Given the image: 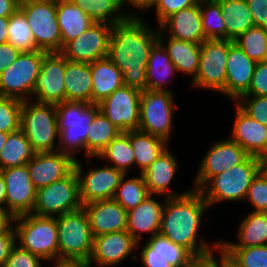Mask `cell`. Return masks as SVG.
<instances>
[{"label": "cell", "mask_w": 267, "mask_h": 267, "mask_svg": "<svg viewBox=\"0 0 267 267\" xmlns=\"http://www.w3.org/2000/svg\"><path fill=\"white\" fill-rule=\"evenodd\" d=\"M221 7L227 28V40H235L239 35L254 27L252 14L246 0H216Z\"/></svg>", "instance_id": "obj_35"}, {"label": "cell", "mask_w": 267, "mask_h": 267, "mask_svg": "<svg viewBox=\"0 0 267 267\" xmlns=\"http://www.w3.org/2000/svg\"><path fill=\"white\" fill-rule=\"evenodd\" d=\"M217 252L220 253L219 263L217 267H238L233 261H231L224 252V249L219 244V246L216 247Z\"/></svg>", "instance_id": "obj_60"}, {"label": "cell", "mask_w": 267, "mask_h": 267, "mask_svg": "<svg viewBox=\"0 0 267 267\" xmlns=\"http://www.w3.org/2000/svg\"><path fill=\"white\" fill-rule=\"evenodd\" d=\"M138 248L137 242L127 230L106 233L94 237L93 251L89 261L98 267L117 266L128 257L137 260L139 257L133 251Z\"/></svg>", "instance_id": "obj_19"}, {"label": "cell", "mask_w": 267, "mask_h": 267, "mask_svg": "<svg viewBox=\"0 0 267 267\" xmlns=\"http://www.w3.org/2000/svg\"><path fill=\"white\" fill-rule=\"evenodd\" d=\"M168 148L141 174L149 194H156L167 198L183 196L191 190L176 193L170 189V184L175 174H177L176 171L179 164L175 155Z\"/></svg>", "instance_id": "obj_24"}, {"label": "cell", "mask_w": 267, "mask_h": 267, "mask_svg": "<svg viewBox=\"0 0 267 267\" xmlns=\"http://www.w3.org/2000/svg\"><path fill=\"white\" fill-rule=\"evenodd\" d=\"M19 9L27 19L37 48L47 53L61 52L56 0H20Z\"/></svg>", "instance_id": "obj_8"}, {"label": "cell", "mask_w": 267, "mask_h": 267, "mask_svg": "<svg viewBox=\"0 0 267 267\" xmlns=\"http://www.w3.org/2000/svg\"><path fill=\"white\" fill-rule=\"evenodd\" d=\"M65 101L92 103V76L90 63L66 59L64 75Z\"/></svg>", "instance_id": "obj_30"}, {"label": "cell", "mask_w": 267, "mask_h": 267, "mask_svg": "<svg viewBox=\"0 0 267 267\" xmlns=\"http://www.w3.org/2000/svg\"><path fill=\"white\" fill-rule=\"evenodd\" d=\"M20 0H0V17H10L18 8Z\"/></svg>", "instance_id": "obj_56"}, {"label": "cell", "mask_w": 267, "mask_h": 267, "mask_svg": "<svg viewBox=\"0 0 267 267\" xmlns=\"http://www.w3.org/2000/svg\"><path fill=\"white\" fill-rule=\"evenodd\" d=\"M6 184V210L17 217L33 211L37 189L32 184L27 165L1 169Z\"/></svg>", "instance_id": "obj_18"}, {"label": "cell", "mask_w": 267, "mask_h": 267, "mask_svg": "<svg viewBox=\"0 0 267 267\" xmlns=\"http://www.w3.org/2000/svg\"><path fill=\"white\" fill-rule=\"evenodd\" d=\"M236 116L230 139L237 142L249 155H267V126L250 118L236 105Z\"/></svg>", "instance_id": "obj_25"}, {"label": "cell", "mask_w": 267, "mask_h": 267, "mask_svg": "<svg viewBox=\"0 0 267 267\" xmlns=\"http://www.w3.org/2000/svg\"><path fill=\"white\" fill-rule=\"evenodd\" d=\"M16 233L14 225L0 234V267H4L13 247L16 245Z\"/></svg>", "instance_id": "obj_51"}, {"label": "cell", "mask_w": 267, "mask_h": 267, "mask_svg": "<svg viewBox=\"0 0 267 267\" xmlns=\"http://www.w3.org/2000/svg\"><path fill=\"white\" fill-rule=\"evenodd\" d=\"M87 135V158L98 157L106 146L122 131L99 110L93 118Z\"/></svg>", "instance_id": "obj_36"}, {"label": "cell", "mask_w": 267, "mask_h": 267, "mask_svg": "<svg viewBox=\"0 0 267 267\" xmlns=\"http://www.w3.org/2000/svg\"><path fill=\"white\" fill-rule=\"evenodd\" d=\"M81 163L77 159L74 164V170L79 182L81 204L113 199L124 173L107 164L101 168L89 169L85 174Z\"/></svg>", "instance_id": "obj_13"}, {"label": "cell", "mask_w": 267, "mask_h": 267, "mask_svg": "<svg viewBox=\"0 0 267 267\" xmlns=\"http://www.w3.org/2000/svg\"><path fill=\"white\" fill-rule=\"evenodd\" d=\"M157 0H120L122 7L130 4L133 8H137L138 10H146L154 7ZM128 3V4H127Z\"/></svg>", "instance_id": "obj_57"}, {"label": "cell", "mask_w": 267, "mask_h": 267, "mask_svg": "<svg viewBox=\"0 0 267 267\" xmlns=\"http://www.w3.org/2000/svg\"><path fill=\"white\" fill-rule=\"evenodd\" d=\"M259 171L267 179V155L259 158Z\"/></svg>", "instance_id": "obj_63"}, {"label": "cell", "mask_w": 267, "mask_h": 267, "mask_svg": "<svg viewBox=\"0 0 267 267\" xmlns=\"http://www.w3.org/2000/svg\"><path fill=\"white\" fill-rule=\"evenodd\" d=\"M8 134L9 133L0 132V152L5 145V142L7 141Z\"/></svg>", "instance_id": "obj_64"}, {"label": "cell", "mask_w": 267, "mask_h": 267, "mask_svg": "<svg viewBox=\"0 0 267 267\" xmlns=\"http://www.w3.org/2000/svg\"><path fill=\"white\" fill-rule=\"evenodd\" d=\"M92 76V103H100L117 89L124 86L123 75L108 58L90 63Z\"/></svg>", "instance_id": "obj_29"}, {"label": "cell", "mask_w": 267, "mask_h": 267, "mask_svg": "<svg viewBox=\"0 0 267 267\" xmlns=\"http://www.w3.org/2000/svg\"><path fill=\"white\" fill-rule=\"evenodd\" d=\"M21 52L12 44H0V74L16 61Z\"/></svg>", "instance_id": "obj_54"}, {"label": "cell", "mask_w": 267, "mask_h": 267, "mask_svg": "<svg viewBox=\"0 0 267 267\" xmlns=\"http://www.w3.org/2000/svg\"><path fill=\"white\" fill-rule=\"evenodd\" d=\"M243 96H267V61L257 63L249 90Z\"/></svg>", "instance_id": "obj_50"}, {"label": "cell", "mask_w": 267, "mask_h": 267, "mask_svg": "<svg viewBox=\"0 0 267 267\" xmlns=\"http://www.w3.org/2000/svg\"><path fill=\"white\" fill-rule=\"evenodd\" d=\"M166 38L163 31L158 29V42L166 50L177 71L189 74L192 82L199 70L201 44L173 39L167 35Z\"/></svg>", "instance_id": "obj_27"}, {"label": "cell", "mask_w": 267, "mask_h": 267, "mask_svg": "<svg viewBox=\"0 0 267 267\" xmlns=\"http://www.w3.org/2000/svg\"><path fill=\"white\" fill-rule=\"evenodd\" d=\"M81 7L95 23H108L114 25L129 17H139L133 11H122L120 0H70Z\"/></svg>", "instance_id": "obj_34"}, {"label": "cell", "mask_w": 267, "mask_h": 267, "mask_svg": "<svg viewBox=\"0 0 267 267\" xmlns=\"http://www.w3.org/2000/svg\"><path fill=\"white\" fill-rule=\"evenodd\" d=\"M112 27L108 23H94L77 38L69 41L60 53L73 62L91 63L108 57Z\"/></svg>", "instance_id": "obj_14"}, {"label": "cell", "mask_w": 267, "mask_h": 267, "mask_svg": "<svg viewBox=\"0 0 267 267\" xmlns=\"http://www.w3.org/2000/svg\"><path fill=\"white\" fill-rule=\"evenodd\" d=\"M8 32L7 42L21 53L40 51L33 40L27 19L19 8L9 17Z\"/></svg>", "instance_id": "obj_40"}, {"label": "cell", "mask_w": 267, "mask_h": 267, "mask_svg": "<svg viewBox=\"0 0 267 267\" xmlns=\"http://www.w3.org/2000/svg\"><path fill=\"white\" fill-rule=\"evenodd\" d=\"M200 10L206 40H227L220 4L216 0H200Z\"/></svg>", "instance_id": "obj_39"}, {"label": "cell", "mask_w": 267, "mask_h": 267, "mask_svg": "<svg viewBox=\"0 0 267 267\" xmlns=\"http://www.w3.org/2000/svg\"><path fill=\"white\" fill-rule=\"evenodd\" d=\"M248 156L249 154L230 138L215 142L200 162L192 189L199 190L210 178L242 163Z\"/></svg>", "instance_id": "obj_16"}, {"label": "cell", "mask_w": 267, "mask_h": 267, "mask_svg": "<svg viewBox=\"0 0 267 267\" xmlns=\"http://www.w3.org/2000/svg\"><path fill=\"white\" fill-rule=\"evenodd\" d=\"M14 217L3 208H0V234L7 231L14 223Z\"/></svg>", "instance_id": "obj_59"}, {"label": "cell", "mask_w": 267, "mask_h": 267, "mask_svg": "<svg viewBox=\"0 0 267 267\" xmlns=\"http://www.w3.org/2000/svg\"><path fill=\"white\" fill-rule=\"evenodd\" d=\"M129 140L134 152L135 167L139 168V174L149 167L169 144L161 137L140 130L129 131Z\"/></svg>", "instance_id": "obj_33"}, {"label": "cell", "mask_w": 267, "mask_h": 267, "mask_svg": "<svg viewBox=\"0 0 267 267\" xmlns=\"http://www.w3.org/2000/svg\"><path fill=\"white\" fill-rule=\"evenodd\" d=\"M171 91H141L140 121L138 130L161 137L169 143L173 129L174 102Z\"/></svg>", "instance_id": "obj_10"}, {"label": "cell", "mask_w": 267, "mask_h": 267, "mask_svg": "<svg viewBox=\"0 0 267 267\" xmlns=\"http://www.w3.org/2000/svg\"><path fill=\"white\" fill-rule=\"evenodd\" d=\"M259 172V157L249 155L242 163L210 178L198 191L211 206L225 201H245L249 186Z\"/></svg>", "instance_id": "obj_4"}, {"label": "cell", "mask_w": 267, "mask_h": 267, "mask_svg": "<svg viewBox=\"0 0 267 267\" xmlns=\"http://www.w3.org/2000/svg\"><path fill=\"white\" fill-rule=\"evenodd\" d=\"M141 91L123 86L99 103L101 112L122 132L138 130Z\"/></svg>", "instance_id": "obj_15"}, {"label": "cell", "mask_w": 267, "mask_h": 267, "mask_svg": "<svg viewBox=\"0 0 267 267\" xmlns=\"http://www.w3.org/2000/svg\"><path fill=\"white\" fill-rule=\"evenodd\" d=\"M97 158H104L113 163V167L128 174L130 168L135 166V157L129 140V131L121 132L113 139ZM134 165V166H133Z\"/></svg>", "instance_id": "obj_38"}, {"label": "cell", "mask_w": 267, "mask_h": 267, "mask_svg": "<svg viewBox=\"0 0 267 267\" xmlns=\"http://www.w3.org/2000/svg\"><path fill=\"white\" fill-rule=\"evenodd\" d=\"M239 242L220 240L222 247H251L267 245V212H250L238 227Z\"/></svg>", "instance_id": "obj_32"}, {"label": "cell", "mask_w": 267, "mask_h": 267, "mask_svg": "<svg viewBox=\"0 0 267 267\" xmlns=\"http://www.w3.org/2000/svg\"><path fill=\"white\" fill-rule=\"evenodd\" d=\"M43 261L40 256L21 248L16 243L4 267H42Z\"/></svg>", "instance_id": "obj_48"}, {"label": "cell", "mask_w": 267, "mask_h": 267, "mask_svg": "<svg viewBox=\"0 0 267 267\" xmlns=\"http://www.w3.org/2000/svg\"><path fill=\"white\" fill-rule=\"evenodd\" d=\"M208 208V203L198 190L191 189L179 197H165L159 234L183 246L192 255L215 249L220 244L219 240L210 246L204 239H197L200 236L201 219Z\"/></svg>", "instance_id": "obj_2"}, {"label": "cell", "mask_w": 267, "mask_h": 267, "mask_svg": "<svg viewBox=\"0 0 267 267\" xmlns=\"http://www.w3.org/2000/svg\"><path fill=\"white\" fill-rule=\"evenodd\" d=\"M256 65L257 62L250 59L233 40H230L226 65L227 98L237 101L248 92Z\"/></svg>", "instance_id": "obj_21"}, {"label": "cell", "mask_w": 267, "mask_h": 267, "mask_svg": "<svg viewBox=\"0 0 267 267\" xmlns=\"http://www.w3.org/2000/svg\"><path fill=\"white\" fill-rule=\"evenodd\" d=\"M214 251L216 248L200 255H193L184 267H217L219 259L214 256Z\"/></svg>", "instance_id": "obj_55"}, {"label": "cell", "mask_w": 267, "mask_h": 267, "mask_svg": "<svg viewBox=\"0 0 267 267\" xmlns=\"http://www.w3.org/2000/svg\"><path fill=\"white\" fill-rule=\"evenodd\" d=\"M56 14L61 33V50L95 23L81 7L70 0H56Z\"/></svg>", "instance_id": "obj_28"}, {"label": "cell", "mask_w": 267, "mask_h": 267, "mask_svg": "<svg viewBox=\"0 0 267 267\" xmlns=\"http://www.w3.org/2000/svg\"><path fill=\"white\" fill-rule=\"evenodd\" d=\"M163 204L153 198V194L148 197L135 208L127 211V228L126 230L132 235L137 245L141 242V235L149 233L152 238L159 234L162 220Z\"/></svg>", "instance_id": "obj_26"}, {"label": "cell", "mask_w": 267, "mask_h": 267, "mask_svg": "<svg viewBox=\"0 0 267 267\" xmlns=\"http://www.w3.org/2000/svg\"><path fill=\"white\" fill-rule=\"evenodd\" d=\"M58 260H89L94 236L83 207L58 217Z\"/></svg>", "instance_id": "obj_6"}, {"label": "cell", "mask_w": 267, "mask_h": 267, "mask_svg": "<svg viewBox=\"0 0 267 267\" xmlns=\"http://www.w3.org/2000/svg\"><path fill=\"white\" fill-rule=\"evenodd\" d=\"M9 17H0V44L6 43L8 39Z\"/></svg>", "instance_id": "obj_61"}, {"label": "cell", "mask_w": 267, "mask_h": 267, "mask_svg": "<svg viewBox=\"0 0 267 267\" xmlns=\"http://www.w3.org/2000/svg\"><path fill=\"white\" fill-rule=\"evenodd\" d=\"M254 25L267 28V0H246Z\"/></svg>", "instance_id": "obj_52"}, {"label": "cell", "mask_w": 267, "mask_h": 267, "mask_svg": "<svg viewBox=\"0 0 267 267\" xmlns=\"http://www.w3.org/2000/svg\"><path fill=\"white\" fill-rule=\"evenodd\" d=\"M127 174L121 178L113 199L118 202L126 211L135 208L142 203L149 195L147 186L142 174L126 180Z\"/></svg>", "instance_id": "obj_41"}, {"label": "cell", "mask_w": 267, "mask_h": 267, "mask_svg": "<svg viewBox=\"0 0 267 267\" xmlns=\"http://www.w3.org/2000/svg\"><path fill=\"white\" fill-rule=\"evenodd\" d=\"M158 27L163 31V34L169 33L167 36L173 39L196 44H202L206 41L202 24L200 0L196 5L173 13ZM165 31L167 32L165 33Z\"/></svg>", "instance_id": "obj_23"}, {"label": "cell", "mask_w": 267, "mask_h": 267, "mask_svg": "<svg viewBox=\"0 0 267 267\" xmlns=\"http://www.w3.org/2000/svg\"><path fill=\"white\" fill-rule=\"evenodd\" d=\"M78 177L73 170L67 177L37 190L32 214L41 217H58L80 209Z\"/></svg>", "instance_id": "obj_11"}, {"label": "cell", "mask_w": 267, "mask_h": 267, "mask_svg": "<svg viewBox=\"0 0 267 267\" xmlns=\"http://www.w3.org/2000/svg\"><path fill=\"white\" fill-rule=\"evenodd\" d=\"M65 69L66 58L60 52L46 53L35 83L32 100L54 105L64 102Z\"/></svg>", "instance_id": "obj_17"}, {"label": "cell", "mask_w": 267, "mask_h": 267, "mask_svg": "<svg viewBox=\"0 0 267 267\" xmlns=\"http://www.w3.org/2000/svg\"><path fill=\"white\" fill-rule=\"evenodd\" d=\"M222 248L238 267H267V245Z\"/></svg>", "instance_id": "obj_44"}, {"label": "cell", "mask_w": 267, "mask_h": 267, "mask_svg": "<svg viewBox=\"0 0 267 267\" xmlns=\"http://www.w3.org/2000/svg\"><path fill=\"white\" fill-rule=\"evenodd\" d=\"M20 130L36 153L57 151L58 146L55 144L59 133L55 105L32 100L23 101Z\"/></svg>", "instance_id": "obj_7"}, {"label": "cell", "mask_w": 267, "mask_h": 267, "mask_svg": "<svg viewBox=\"0 0 267 267\" xmlns=\"http://www.w3.org/2000/svg\"><path fill=\"white\" fill-rule=\"evenodd\" d=\"M234 43L255 62L267 61V28L254 26L239 35Z\"/></svg>", "instance_id": "obj_42"}, {"label": "cell", "mask_w": 267, "mask_h": 267, "mask_svg": "<svg viewBox=\"0 0 267 267\" xmlns=\"http://www.w3.org/2000/svg\"><path fill=\"white\" fill-rule=\"evenodd\" d=\"M82 207L88 215L94 237L127 228V211L114 199L94 201Z\"/></svg>", "instance_id": "obj_22"}, {"label": "cell", "mask_w": 267, "mask_h": 267, "mask_svg": "<svg viewBox=\"0 0 267 267\" xmlns=\"http://www.w3.org/2000/svg\"><path fill=\"white\" fill-rule=\"evenodd\" d=\"M45 51L23 52L0 74V95L31 100Z\"/></svg>", "instance_id": "obj_9"}, {"label": "cell", "mask_w": 267, "mask_h": 267, "mask_svg": "<svg viewBox=\"0 0 267 267\" xmlns=\"http://www.w3.org/2000/svg\"><path fill=\"white\" fill-rule=\"evenodd\" d=\"M0 208L6 209V184L0 173Z\"/></svg>", "instance_id": "obj_62"}, {"label": "cell", "mask_w": 267, "mask_h": 267, "mask_svg": "<svg viewBox=\"0 0 267 267\" xmlns=\"http://www.w3.org/2000/svg\"><path fill=\"white\" fill-rule=\"evenodd\" d=\"M22 103L20 99L0 95V132L20 130Z\"/></svg>", "instance_id": "obj_45"}, {"label": "cell", "mask_w": 267, "mask_h": 267, "mask_svg": "<svg viewBox=\"0 0 267 267\" xmlns=\"http://www.w3.org/2000/svg\"><path fill=\"white\" fill-rule=\"evenodd\" d=\"M35 154L30 141L21 130L9 133L0 152V170L23 166Z\"/></svg>", "instance_id": "obj_37"}, {"label": "cell", "mask_w": 267, "mask_h": 267, "mask_svg": "<svg viewBox=\"0 0 267 267\" xmlns=\"http://www.w3.org/2000/svg\"><path fill=\"white\" fill-rule=\"evenodd\" d=\"M235 105L250 118L267 126V96H241Z\"/></svg>", "instance_id": "obj_46"}, {"label": "cell", "mask_w": 267, "mask_h": 267, "mask_svg": "<svg viewBox=\"0 0 267 267\" xmlns=\"http://www.w3.org/2000/svg\"><path fill=\"white\" fill-rule=\"evenodd\" d=\"M74 164L70 155L59 151L38 152L26 163L37 190L67 177L74 170Z\"/></svg>", "instance_id": "obj_20"}, {"label": "cell", "mask_w": 267, "mask_h": 267, "mask_svg": "<svg viewBox=\"0 0 267 267\" xmlns=\"http://www.w3.org/2000/svg\"><path fill=\"white\" fill-rule=\"evenodd\" d=\"M230 40H206L200 47V65L194 87L210 89L226 96V65Z\"/></svg>", "instance_id": "obj_12"}, {"label": "cell", "mask_w": 267, "mask_h": 267, "mask_svg": "<svg viewBox=\"0 0 267 267\" xmlns=\"http://www.w3.org/2000/svg\"><path fill=\"white\" fill-rule=\"evenodd\" d=\"M55 267H92L89 260H57L54 261Z\"/></svg>", "instance_id": "obj_58"}, {"label": "cell", "mask_w": 267, "mask_h": 267, "mask_svg": "<svg viewBox=\"0 0 267 267\" xmlns=\"http://www.w3.org/2000/svg\"><path fill=\"white\" fill-rule=\"evenodd\" d=\"M176 72L178 71L166 50L157 42L150 51L146 68L147 90L171 91L166 89V85ZM170 77L171 79H169Z\"/></svg>", "instance_id": "obj_31"}, {"label": "cell", "mask_w": 267, "mask_h": 267, "mask_svg": "<svg viewBox=\"0 0 267 267\" xmlns=\"http://www.w3.org/2000/svg\"><path fill=\"white\" fill-rule=\"evenodd\" d=\"M198 2L199 0H157L156 4L154 5L157 16V26H159L173 13L196 5Z\"/></svg>", "instance_id": "obj_49"}, {"label": "cell", "mask_w": 267, "mask_h": 267, "mask_svg": "<svg viewBox=\"0 0 267 267\" xmlns=\"http://www.w3.org/2000/svg\"><path fill=\"white\" fill-rule=\"evenodd\" d=\"M16 243L45 261L58 260V230L56 217L24 214L14 217Z\"/></svg>", "instance_id": "obj_5"}, {"label": "cell", "mask_w": 267, "mask_h": 267, "mask_svg": "<svg viewBox=\"0 0 267 267\" xmlns=\"http://www.w3.org/2000/svg\"><path fill=\"white\" fill-rule=\"evenodd\" d=\"M140 259L144 267H172L163 256L151 254V246L147 242L141 250Z\"/></svg>", "instance_id": "obj_53"}, {"label": "cell", "mask_w": 267, "mask_h": 267, "mask_svg": "<svg viewBox=\"0 0 267 267\" xmlns=\"http://www.w3.org/2000/svg\"><path fill=\"white\" fill-rule=\"evenodd\" d=\"M59 142L57 151L77 160L76 152L87 156V135L94 116L100 110L98 103L64 101L55 105Z\"/></svg>", "instance_id": "obj_3"}, {"label": "cell", "mask_w": 267, "mask_h": 267, "mask_svg": "<svg viewBox=\"0 0 267 267\" xmlns=\"http://www.w3.org/2000/svg\"><path fill=\"white\" fill-rule=\"evenodd\" d=\"M245 200H249L254 212H267V179L259 171L249 186Z\"/></svg>", "instance_id": "obj_47"}, {"label": "cell", "mask_w": 267, "mask_h": 267, "mask_svg": "<svg viewBox=\"0 0 267 267\" xmlns=\"http://www.w3.org/2000/svg\"><path fill=\"white\" fill-rule=\"evenodd\" d=\"M140 15L112 27L108 58L123 75L124 86L147 90L146 68L149 54L158 42V31Z\"/></svg>", "instance_id": "obj_1"}, {"label": "cell", "mask_w": 267, "mask_h": 267, "mask_svg": "<svg viewBox=\"0 0 267 267\" xmlns=\"http://www.w3.org/2000/svg\"><path fill=\"white\" fill-rule=\"evenodd\" d=\"M151 246V254L163 256L172 267H184L187 261L193 256L183 246L177 245L168 238L156 234L146 241Z\"/></svg>", "instance_id": "obj_43"}]
</instances>
